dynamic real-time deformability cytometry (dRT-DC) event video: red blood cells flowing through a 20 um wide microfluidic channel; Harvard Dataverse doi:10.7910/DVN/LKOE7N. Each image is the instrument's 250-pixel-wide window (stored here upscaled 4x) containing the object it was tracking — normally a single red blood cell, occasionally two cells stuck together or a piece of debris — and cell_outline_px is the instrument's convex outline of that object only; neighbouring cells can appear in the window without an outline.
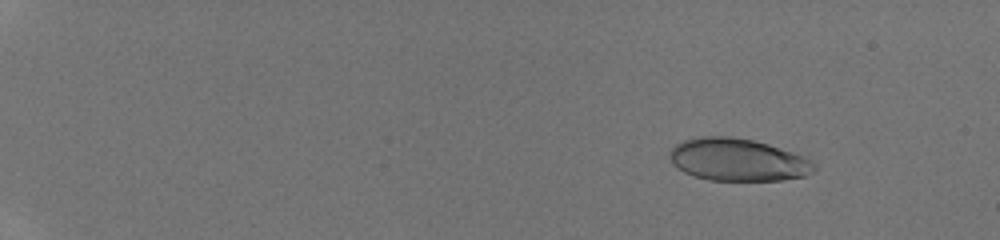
{"species": "human", "species_latin": "Homo sapiens", "temperature_condition": "room temperature", "stored_images_in_passage": 47, "camera_frame_rate_fps": 3000, "um_per_image_px": 0.085, "donor": {"sex": "male"}, "frame": {"image": 1, "passage_image": 7, "time_ms": 2.0, "image_size_px": [1000, 240], "cell_outline_px": [[816, 168], [812, 172], [804, 176], [780, 180], [708, 180], [684, 172], [672, 164], [668, 156], [668, 152], [676, 144], [684, 140], [696, 136], [732, 136], [752, 140], [768, 144], [792, 152], [812, 160], [816, 164]], "centroid_in_image_um": [62.68, 13.57], "position_along_channel_um": 22.3, "area_um2": 35.84}}
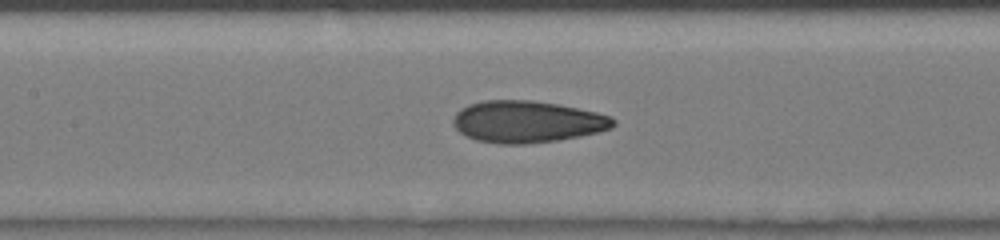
{"frame": {"image": 2, "passage_image": 26, "time_ms": 8.333, "image_size_px": [1000, 240], "cell_outline_px": [[616, 124], [612, 128], [580, 136], [556, 140], [524, 144], [500, 144], [476, 140], [460, 132], [452, 124], [452, 120], [456, 112], [460, 108], [468, 104], [484, 100], [532, 100], [556, 104], [596, 112], [612, 116], [616, 120]], "centroid_in_image_um": [44.79, 10.34], "position_along_channel_um": 162.6, "area_um2": 39.02}}
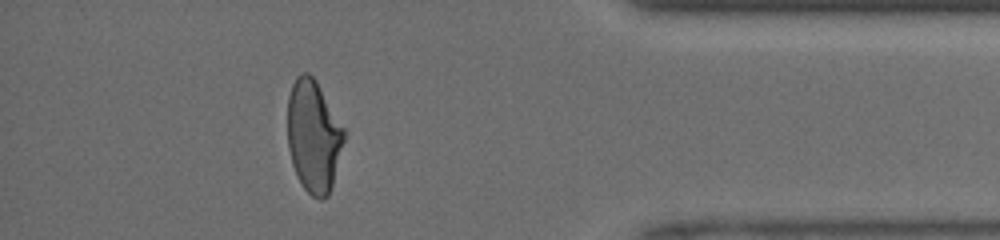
{"frame": {"image": 3, "passage_image": 43, "time_ms": 14.0, "image_size_px": [1000, 240], "cell_outline_px": [[344, 140], [332, 184], [328, 196], [324, 200], [320, 200], [312, 196], [304, 188], [296, 176], [292, 164], [288, 148], [288, 96], [292, 84], [296, 76], [300, 72], [308, 72], [316, 80], [344, 128]], "centroid_in_image_um": [26.63, 11.57], "position_along_channel_um": 408.6, "area_um2": 36.88}}